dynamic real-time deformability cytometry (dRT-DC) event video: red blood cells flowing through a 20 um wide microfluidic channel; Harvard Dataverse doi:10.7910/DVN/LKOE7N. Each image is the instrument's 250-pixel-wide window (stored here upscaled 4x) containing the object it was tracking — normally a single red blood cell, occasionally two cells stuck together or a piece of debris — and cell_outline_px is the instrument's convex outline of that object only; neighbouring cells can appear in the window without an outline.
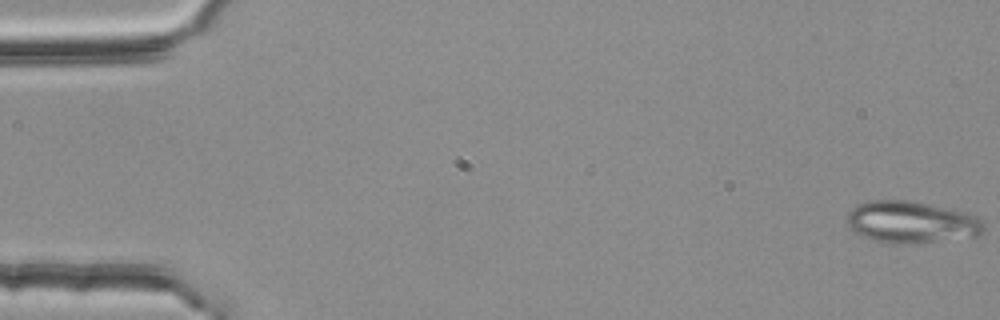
{"species": "common noctule bat (a hibernating species)", "species_latin": "Nyctalus noctula", "temperature_condition": "room temperature", "stored_images_in_passage": 55, "camera_frame_rate_fps": 3000, "um_per_image_px": 0.085, "animal": {"sex": "female", "body_mass_g": 25.1}, "frame": {"image": 1, "passage_image": 1, "time_ms": 0.0, "image_size_px": [1000, 320], "cell_outline_px": [[984, 232], [980, 236], [912, 244], [892, 244], [872, 240], [856, 232], [848, 224], [848, 212], [856, 204], [868, 200], [908, 200], [968, 212], [980, 216], [984, 220]], "centroid_in_image_um": [77.54, 18.88], "position_along_channel_um": 7.5, "area_um2": 33.87}}
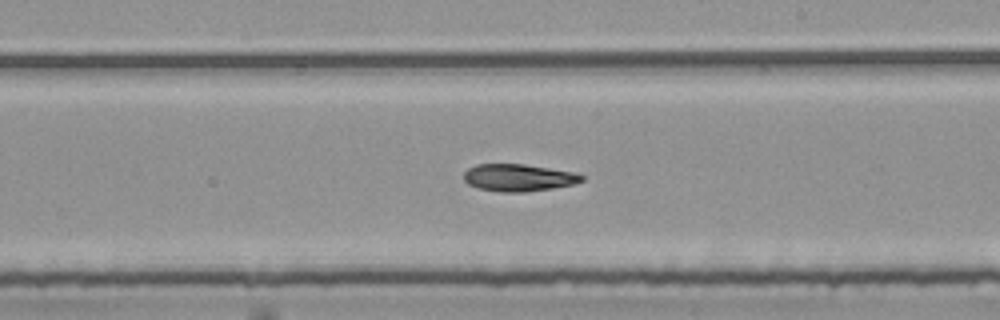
{"frame": {"image": 2, "passage_image": 32, "time_ms": 10.333, "image_size_px": [1000, 320], "cell_outline_px": [[584, 180], [572, 184], [552, 188], [524, 192], [500, 192], [480, 188], [468, 184], [464, 180], [464, 172], [468, 168], [476, 164], [524, 164], [576, 172], [584, 176]], "centroid_in_image_um": [44.07, 15.09], "position_along_channel_um": 244.9, "area_um2": 18.67}}
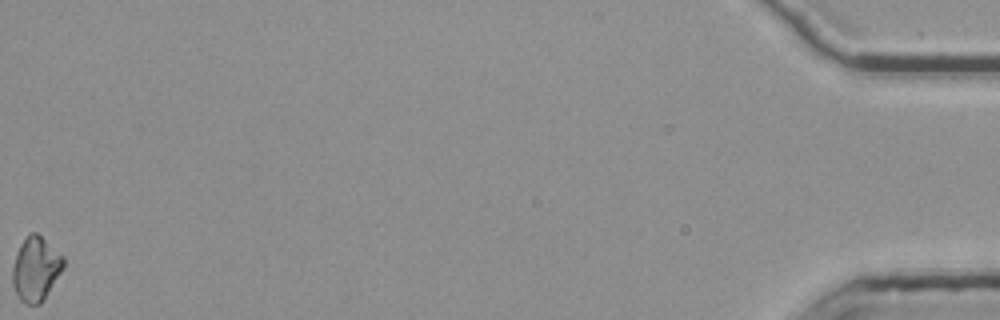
{"frame": {"image": 3, "passage_image": 55, "time_ms": 18.0, "image_size_px": [1000, 320], "cell_outline_px": [[64, 268], [44, 300], [40, 304], [28, 304], [20, 300], [12, 284], [12, 268], [16, 252], [20, 244], [28, 232], [36, 232], [64, 256]], "centroid_in_image_um": [3.04, 22.84], "position_along_channel_um": 432.2, "area_um2": 19.25}}